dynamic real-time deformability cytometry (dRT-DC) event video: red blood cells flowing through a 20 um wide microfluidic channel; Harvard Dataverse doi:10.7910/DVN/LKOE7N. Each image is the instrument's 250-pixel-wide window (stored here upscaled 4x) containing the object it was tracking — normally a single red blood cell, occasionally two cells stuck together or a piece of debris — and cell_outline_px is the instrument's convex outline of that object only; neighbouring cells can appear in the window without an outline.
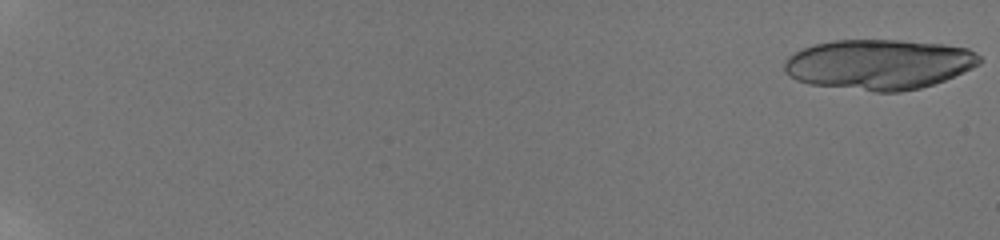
{"species": "human", "species_latin": "Homo sapiens", "temperature_condition": "room temperature", "stored_images_in_passage": 19, "camera_frame_rate_fps": 3000, "um_per_image_px": 0.085, "donor": {"sex": "male"}, "frame": {"image": 1, "passage_image": 1, "time_ms": 0.0, "image_size_px": [1000, 240], "cell_outline_px": [[980, 64], [972, 68], [944, 80], [920, 88], [900, 92], [876, 92], [808, 84], [796, 80], [788, 76], [784, 72], [784, 64], [788, 56], [804, 48], [816, 44], [832, 40], [904, 40], [944, 44], [968, 48], [976, 52], [980, 56]], "centroid_in_image_um": [74.7, 5.47], "position_along_channel_um": 10.3, "area_um2": 57.34}}